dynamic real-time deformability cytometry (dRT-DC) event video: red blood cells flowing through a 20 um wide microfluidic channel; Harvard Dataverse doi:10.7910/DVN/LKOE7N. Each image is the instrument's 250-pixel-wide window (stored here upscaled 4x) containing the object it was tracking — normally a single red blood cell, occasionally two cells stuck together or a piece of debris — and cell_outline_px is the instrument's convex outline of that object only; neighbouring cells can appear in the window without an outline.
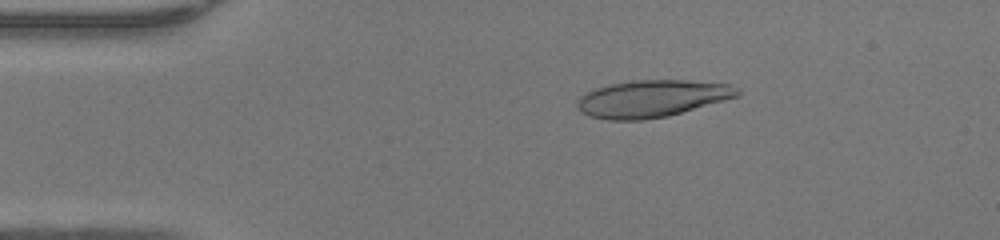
{"species": "human", "species_latin": "Homo sapiens", "temperature_condition": "warm", "stored_images_in_passage": 47, "camera_frame_rate_fps": 3000, "um_per_image_px": 0.085, "donor": {"sex": "female"}, "frame": {"image": 1, "passage_image": 8, "time_ms": 2.333, "image_size_px": [1000, 240], "cell_outline_px": [[740, 96], [668, 116], [644, 120], [608, 120], [588, 116], [576, 104], [576, 100], [580, 96], [596, 88], [612, 84], [632, 80], [688, 80], [728, 84], [736, 88], [740, 92]], "centroid_in_image_um": [55.42, 8.38], "position_along_channel_um": 29.6, "area_um2": 34.51}}
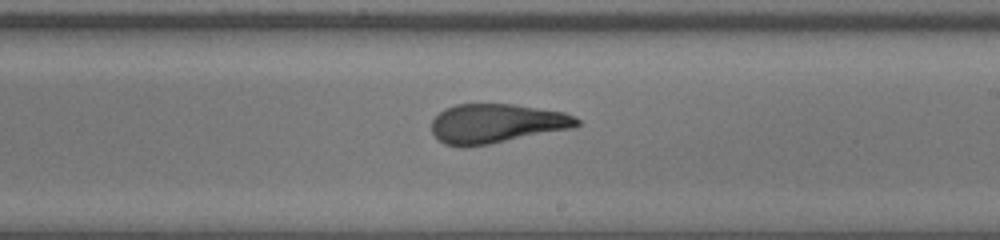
{"frame": {"image": 2, "passage_image": 27, "time_ms": 8.667, "image_size_px": [1000, 240], "cell_outline_px": [[580, 124], [572, 128], [488, 144], [464, 148], [460, 148], [444, 144], [432, 132], [432, 120], [444, 108], [456, 104], [512, 104], [564, 112], [576, 116], [580, 120]], "centroid_in_image_um": [42.18, 10.5], "position_along_channel_um": 246.8, "area_um2": 33.23}}
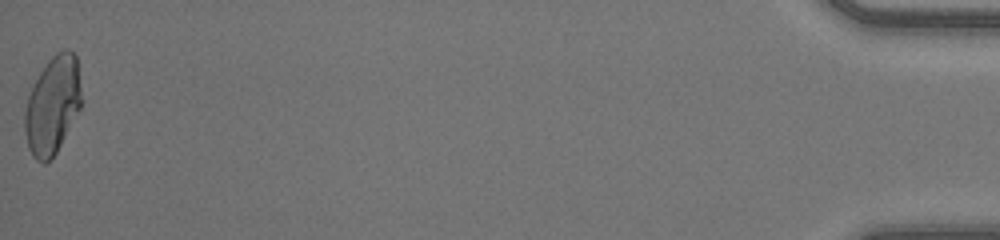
{"frame": {"image": 3, "passage_image": 47, "time_ms": 15.333, "image_size_px": [1000, 240], "cell_outline_px": [[80, 108], [56, 152], [44, 164], [36, 160], [32, 156], [28, 148], [24, 132], [24, 108], [28, 96], [40, 72], [48, 60], [56, 52], [64, 48], [68, 48], [76, 56], [80, 88]], "centroid_in_image_um": [4.43, 8.94], "position_along_channel_um": 430.8, "area_um2": 31.96}, "authors_computed_cell_mechanics": {"area_um2": 33.9286, "velocity_mm_per_s": 4.3433, "shape_relaxation_time_tau1_ms": 10.8271, "shape_relaxation_time_tau2_ms": 1.3605, "deformation_change_tau1": 0.3818, "deformation_change_tau2": 0.1049}}